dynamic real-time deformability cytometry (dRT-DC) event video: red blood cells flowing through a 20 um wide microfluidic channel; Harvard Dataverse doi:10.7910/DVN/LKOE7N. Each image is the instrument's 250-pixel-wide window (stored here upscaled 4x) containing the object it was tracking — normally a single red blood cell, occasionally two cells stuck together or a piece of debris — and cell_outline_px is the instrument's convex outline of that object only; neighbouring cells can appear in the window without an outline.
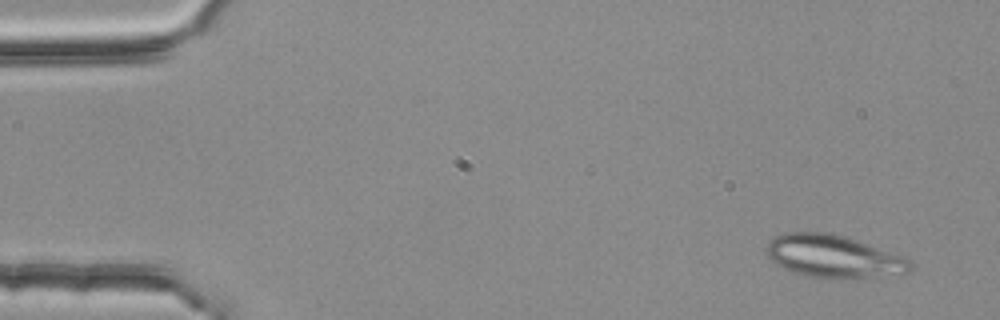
{"species": "common noctule bat (a hibernating species)", "species_latin": "Nyctalus noctula", "temperature_condition": "room temperature", "stored_images_in_passage": 3, "segment_of_instrument_passage": [2, 2], "camera_frame_rate_fps": 3000, "um_per_image_px": 0.085, "animal": {"sex": "female", "body_mass_g": 25.1}, "frame": {"image": 1, "passage_image": 3, "time_ms": 0.667, "image_size_px": [1000, 320], "cell_outline_px": [[912, 268], [908, 272], [872, 280], [848, 280], [808, 276], [784, 268], [768, 260], [764, 252], [764, 248], [776, 236], [784, 232], [832, 232], [908, 256], [912, 260]], "centroid_in_image_um": [70.94, 21.82], "position_along_channel_um": 14.1, "area_um2": 37.17}}